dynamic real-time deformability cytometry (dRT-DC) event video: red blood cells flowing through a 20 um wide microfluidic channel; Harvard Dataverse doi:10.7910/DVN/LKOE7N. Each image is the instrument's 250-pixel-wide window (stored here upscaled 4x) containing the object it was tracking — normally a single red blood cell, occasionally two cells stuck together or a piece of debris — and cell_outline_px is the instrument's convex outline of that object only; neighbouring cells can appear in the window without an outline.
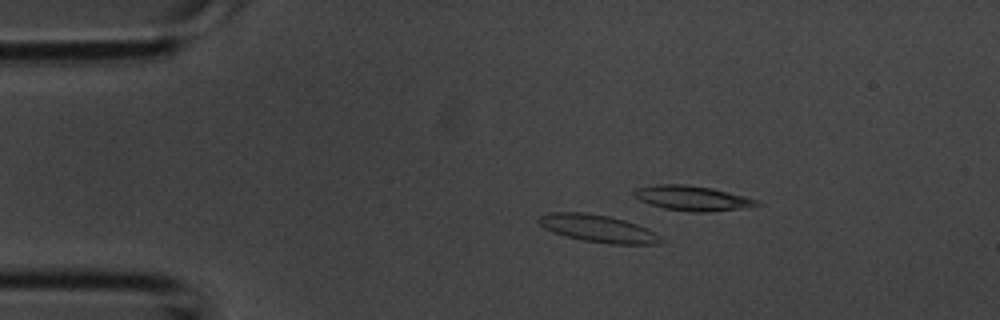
{"species": "common noctule bat (a hibernating species)", "species_latin": "Nyctalus noctula", "temperature_condition": "room temperature", "stored_images_in_passage": 4, "camera_frame_rate_fps": 3000, "um_per_image_px": 0.085, "animal": {"sex": "male", "body_mass_g": 20.1, "forearm_length_mm": 53.5}, "frame": {"image": 1, "passage_image": 3, "time_ms": 0.667, "image_size_px": [1000, 320], "cell_outline_px": [[664, 240], [660, 244], [608, 244], [584, 240], [552, 232], [544, 228], [536, 220], [536, 216], [552, 212], [584, 212], [608, 216], [624, 220], [648, 228], [656, 232]], "centroid_in_image_um": [50.83, 19.42], "position_along_channel_um": 34.2, "area_um2": 19.59}}